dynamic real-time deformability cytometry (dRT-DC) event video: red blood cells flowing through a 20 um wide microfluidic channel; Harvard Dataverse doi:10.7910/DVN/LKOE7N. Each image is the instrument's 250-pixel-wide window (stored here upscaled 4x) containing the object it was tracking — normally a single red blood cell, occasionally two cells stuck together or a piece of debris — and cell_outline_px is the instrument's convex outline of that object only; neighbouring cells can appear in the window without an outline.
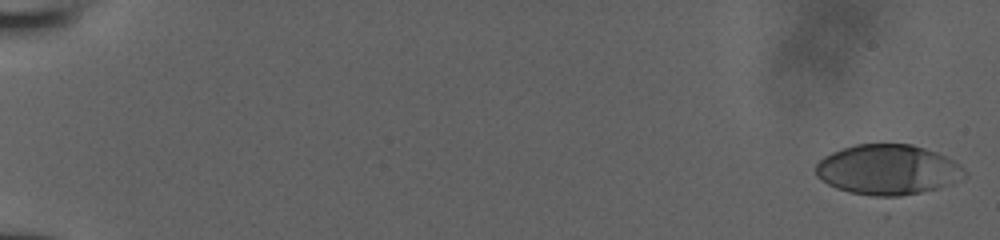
{"species": "human", "species_latin": "Homo sapiens", "temperature_condition": "room temperature", "stored_images_in_passage": 52, "camera_frame_rate_fps": 3000, "um_per_image_px": 0.085, "donor": {"sex": "male"}, "frame": {"image": 1, "passage_image": 1, "time_ms": 0.0, "image_size_px": [1000, 240], "cell_outline_px": [[968, 176], [948, 184], [936, 188], [888, 200], [884, 200], [848, 192], [836, 188], [828, 184], [816, 176], [816, 164], [824, 156], [832, 152], [856, 144], [912, 144], [936, 152], [960, 164], [968, 172]], "centroid_in_image_um": [75.46, 14.46], "position_along_channel_um": 9.5, "area_um2": 44.16}}
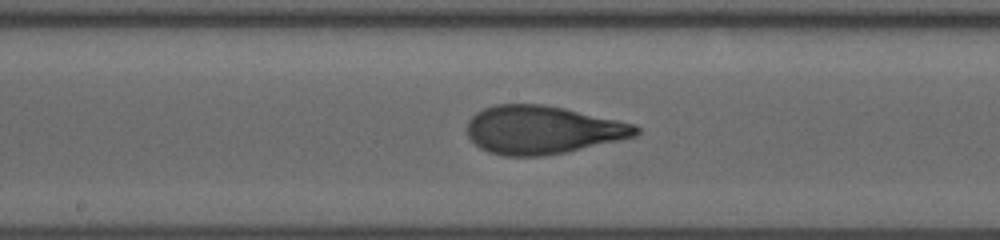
{"frame": {"image": 2, "passage_image": 30, "time_ms": 9.667, "image_size_px": [1000, 240], "cell_outline_px": [[640, 132], [636, 136], [620, 140], [568, 152], [544, 156], [504, 156], [488, 152], [480, 148], [468, 136], [468, 120], [476, 112], [484, 108], [496, 104], [544, 104], [564, 108], [636, 124], [640, 128]], "centroid_in_image_um": [46.13, 11.04], "position_along_channel_um": 202.1, "area_um2": 47.63}}
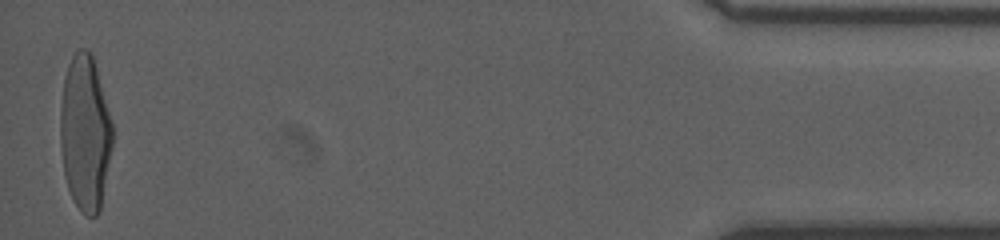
{"frame": {"image": 3, "passage_image": 52, "time_ms": 17.0, "image_size_px": [1000, 240], "cell_outline_px": [[112, 148], [100, 212], [96, 216], [88, 216], [80, 212], [72, 200], [68, 188], [64, 172], [60, 144], [60, 108], [64, 76], [68, 64], [72, 56], [80, 48], [84, 48], [92, 56], [96, 68], [112, 120]], "centroid_in_image_um": [7.23, 11.35], "position_along_channel_um": 428.0, "area_um2": 47.45}}